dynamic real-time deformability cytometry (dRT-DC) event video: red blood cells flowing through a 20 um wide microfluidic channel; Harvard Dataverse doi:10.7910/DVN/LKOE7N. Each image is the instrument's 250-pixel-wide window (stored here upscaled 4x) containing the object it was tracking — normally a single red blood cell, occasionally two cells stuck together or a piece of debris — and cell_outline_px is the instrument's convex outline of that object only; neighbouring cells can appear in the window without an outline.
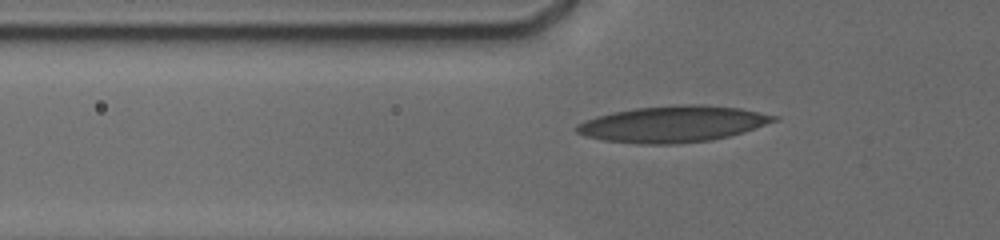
{"species": "human", "species_latin": "Homo sapiens", "temperature_condition": "cold", "stored_images_in_passage": 34, "camera_frame_rate_fps": 3000, "um_per_image_px": 0.085, "donor": {"sex": "male"}, "frame": {"image": 1, "passage_image": 2, "time_ms": 0.333, "image_size_px": [1000, 240], "cell_outline_px": [[780, 120], [744, 132], [712, 140], [676, 144], [636, 144], [604, 140], [584, 136], [576, 132], [576, 124], [584, 120], [596, 116], [612, 112], [636, 108], [688, 104], [704, 104], [740, 108], [780, 116]], "centroid_in_image_um": [57.22, 10.54], "position_along_channel_um": 68.6, "area_um2": 41.96}}
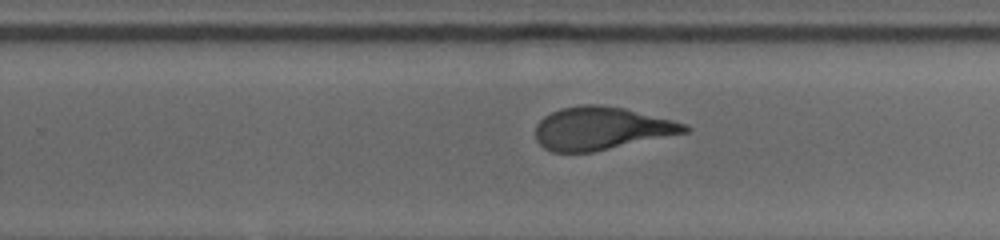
{"frame": {"image": 2, "passage_image": 19, "time_ms": 6.0, "image_size_px": [1000, 240], "cell_outline_px": [[692, 128], [688, 132], [592, 152], [552, 152], [544, 148], [536, 140], [536, 124], [544, 116], [560, 108], [580, 104], [600, 104], [624, 108], [688, 124]], "centroid_in_image_um": [51.1, 10.9], "position_along_channel_um": 278.7, "area_um2": 37.28}}
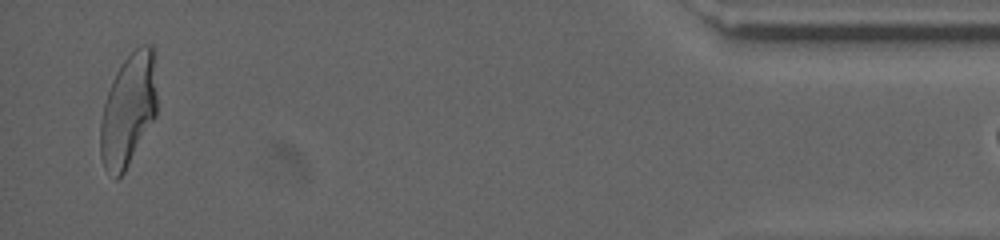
{"frame": {"image": 3, "passage_image": 33, "time_ms": 11.667, "image_size_px": [1000, 240], "cell_outline_px": [[156, 116], [124, 172], [116, 180], [104, 168], [100, 156], [100, 120], [104, 104], [112, 80], [116, 72], [124, 60], [140, 44], [152, 44], [156, 96]], "centroid_in_image_um": [10.88, 9.38], "position_along_channel_um": 424.3, "area_um2": 36.82}}